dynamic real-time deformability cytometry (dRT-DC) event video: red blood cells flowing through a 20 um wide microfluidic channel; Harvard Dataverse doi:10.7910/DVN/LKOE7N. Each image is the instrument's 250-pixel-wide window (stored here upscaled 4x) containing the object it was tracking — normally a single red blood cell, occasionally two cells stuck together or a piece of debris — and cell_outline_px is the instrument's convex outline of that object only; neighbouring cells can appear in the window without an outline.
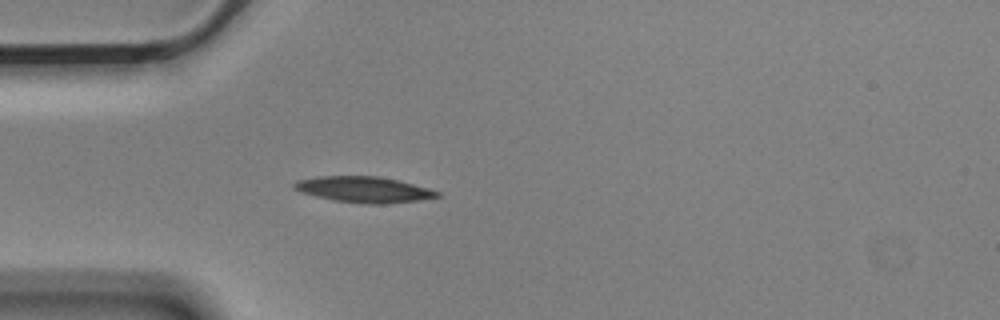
{"species": "Egyptian fruit bat (a non-hibernating species)", "species_latin": "Rousettus aegyptiacus", "temperature_condition": "cold", "stored_images_in_passage": 4, "camera_frame_rate_fps": 3000, "um_per_image_px": 0.085, "animal": {"sex": "male"}, "frame": {"image": 1, "passage_image": 4, "time_ms": 1.0, "image_size_px": [1000, 320], "cell_outline_px": [[440, 196], [420, 200], [384, 204], [368, 204], [332, 200], [300, 192], [292, 188], [292, 184], [296, 180], [316, 176], [380, 176], [428, 188], [440, 192]], "centroid_in_image_um": [30.87, 16.11], "position_along_channel_um": 54.1, "area_um2": 21.62}}